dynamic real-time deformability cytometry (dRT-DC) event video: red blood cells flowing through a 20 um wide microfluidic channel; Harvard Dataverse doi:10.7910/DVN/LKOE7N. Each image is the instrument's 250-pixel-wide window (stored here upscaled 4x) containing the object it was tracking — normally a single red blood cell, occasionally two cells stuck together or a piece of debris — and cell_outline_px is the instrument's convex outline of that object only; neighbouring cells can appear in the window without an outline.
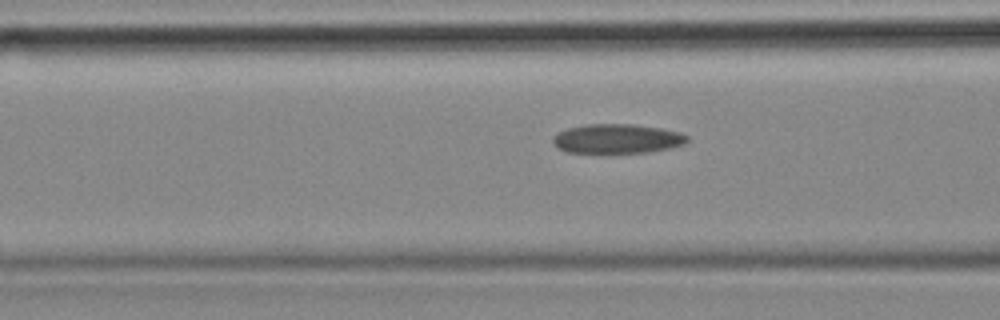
{"species": "common noctule bat (a hibernating species)", "species_latin": "Nyctalus noctula", "temperature_condition": "cold", "stored_images_in_passage": 13, "camera_frame_rate_fps": 3000, "um_per_image_px": 0.085, "animal": {"sex": "female", "body_mass_g": 18.4}, "frame": {"image": 1, "passage_image": 11, "time_ms": 3.333, "image_size_px": [1000, 320], "cell_outline_px": [[688, 140], [684, 144], [668, 148], [648, 152], [568, 152], [556, 148], [552, 144], [552, 136], [556, 132], [568, 128], [584, 124], [632, 124], [660, 128], [680, 132], [688, 136]], "centroid_in_image_um": [52.4, 11.78], "position_along_channel_um": 114.2, "area_um2": 23.0}}